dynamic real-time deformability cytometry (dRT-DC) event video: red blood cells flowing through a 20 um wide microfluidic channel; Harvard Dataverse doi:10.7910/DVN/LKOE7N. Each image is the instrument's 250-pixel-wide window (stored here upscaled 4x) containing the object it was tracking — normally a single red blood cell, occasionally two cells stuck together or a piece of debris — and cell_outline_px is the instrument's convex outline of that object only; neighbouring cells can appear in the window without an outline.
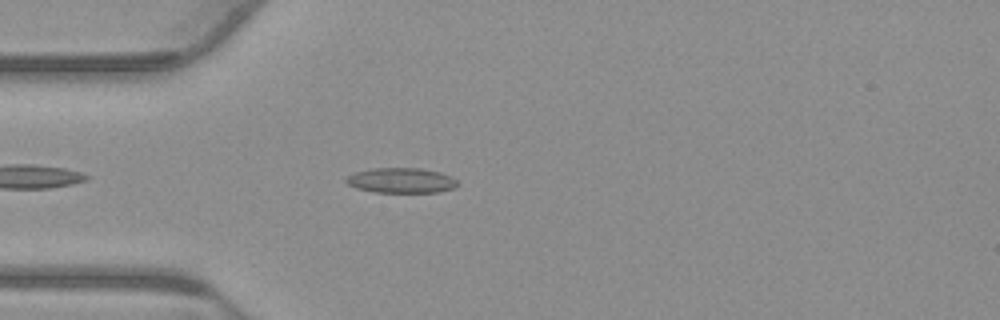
{"species": "common noctule bat (a hibernating species)", "species_latin": "Nyctalus noctula", "temperature_condition": "warm", "stored_images_in_passage": 29, "camera_frame_rate_fps": 3000, "um_per_image_px": 0.085, "animal": {"sex": "male", "body_mass_g": 23.1, "forearm_length_mm": 52.7}, "frame": {"image": 1, "passage_image": 6, "time_ms": 1.667, "image_size_px": [1000, 320], "cell_outline_px": [[460, 184], [456, 188], [440, 192], [376, 192], [356, 188], [348, 184], [344, 180], [352, 172], [372, 168], [420, 168], [440, 172], [452, 176]], "centroid_in_image_um": [34.13, 15.33], "position_along_channel_um": 50.9, "area_um2": 16.53}}
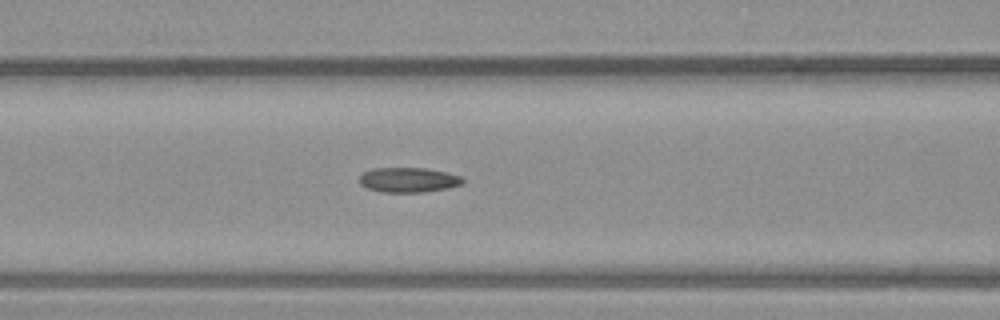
{"frame": {"image": 2, "passage_image": 13, "time_ms": 4.0, "image_size_px": [1000, 320], "cell_outline_px": [[464, 184], [448, 188], [424, 192], [380, 192], [368, 188], [360, 184], [360, 176], [364, 172], [372, 168], [428, 168], [448, 172], [464, 176]], "centroid_in_image_um": [34.78, 15.28], "position_along_channel_um": 131.8, "area_um2": 15.2}}
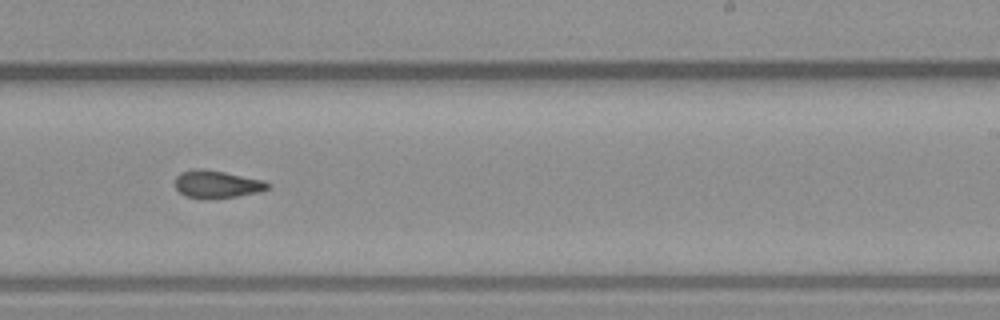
{"frame": {"image": 3, "passage_image": 24, "time_ms": 7.667, "image_size_px": [1000, 320], "cell_outline_px": [[272, 184], [268, 188], [260, 192], [236, 196], [188, 196], [180, 192], [176, 188], [176, 176], [180, 172], [192, 168], [200, 168], [224, 172], [264, 180]], "centroid_in_image_um": [18.47, 15.6], "position_along_channel_um": 270.5, "area_um2": 14.33}}